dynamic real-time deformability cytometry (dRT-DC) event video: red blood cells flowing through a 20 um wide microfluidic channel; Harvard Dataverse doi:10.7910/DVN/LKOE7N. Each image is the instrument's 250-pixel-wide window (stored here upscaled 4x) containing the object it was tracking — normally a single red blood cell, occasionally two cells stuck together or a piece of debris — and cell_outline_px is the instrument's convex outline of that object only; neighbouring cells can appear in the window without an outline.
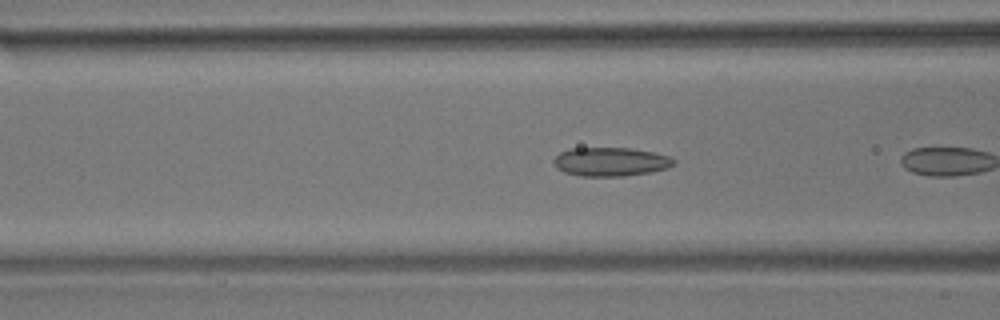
{"species": "common noctule bat (a hibernating species)", "species_latin": "Nyctalus noctula", "temperature_condition": "room temperature", "stored_images_in_passage": 6, "camera_frame_rate_fps": 3000, "um_per_image_px": 0.085, "animal": {"sex": "male", "body_mass_g": 17.9}, "frame": {"image": 1, "passage_image": 5, "time_ms": 1.333, "image_size_px": [1000, 320], "cell_outline_px": [[676, 164], [668, 168], [652, 172], [624, 176], [580, 176], [564, 172], [556, 168], [552, 160], [560, 152], [568, 148], [628, 148], [652, 152], [668, 156], [676, 160]], "centroid_in_image_um": [51.89, 13.75], "position_along_channel_um": 114.7, "area_um2": 20.29}}